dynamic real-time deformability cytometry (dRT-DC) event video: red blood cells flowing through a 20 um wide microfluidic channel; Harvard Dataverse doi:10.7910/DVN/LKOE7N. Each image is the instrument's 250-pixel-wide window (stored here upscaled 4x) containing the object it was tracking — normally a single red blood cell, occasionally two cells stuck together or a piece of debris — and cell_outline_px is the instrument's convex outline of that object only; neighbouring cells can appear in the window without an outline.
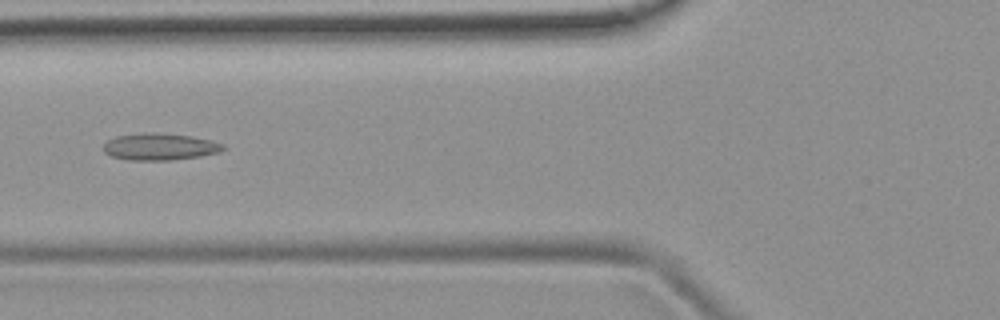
{"species": "common noctule bat (a hibernating species)", "species_latin": "Nyctalus noctula", "temperature_condition": "room temperature", "stored_images_in_passage": 45, "camera_frame_rate_fps": 3000, "um_per_image_px": 0.085, "animal": {"sex": "female", "body_mass_g": 19.9}, "frame": {"image": 1, "passage_image": 14, "time_ms": 4.333, "image_size_px": [1000, 320], "cell_outline_px": [[224, 148], [216, 152], [200, 156], [172, 160], [128, 160], [112, 156], [104, 152], [104, 144], [108, 140], [116, 136], [148, 132], [192, 136], [224, 144]], "centroid_in_image_um": [13.54, 12.47], "position_along_channel_um": 112.3, "area_um2": 18.44}}
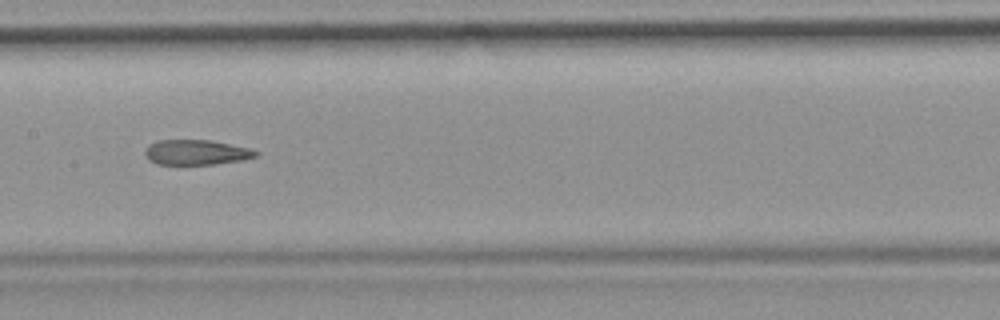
{"frame": {"image": 2, "passage_image": 20, "time_ms": 6.333, "image_size_px": [1000, 320], "cell_outline_px": [[260, 152], [256, 156], [240, 160], [216, 164], [156, 164], [148, 160], [144, 156], [144, 152], [148, 144], [160, 140], [212, 140], [248, 148]], "centroid_in_image_um": [16.63, 12.94], "position_along_channel_um": 190.8, "area_um2": 16.18}}
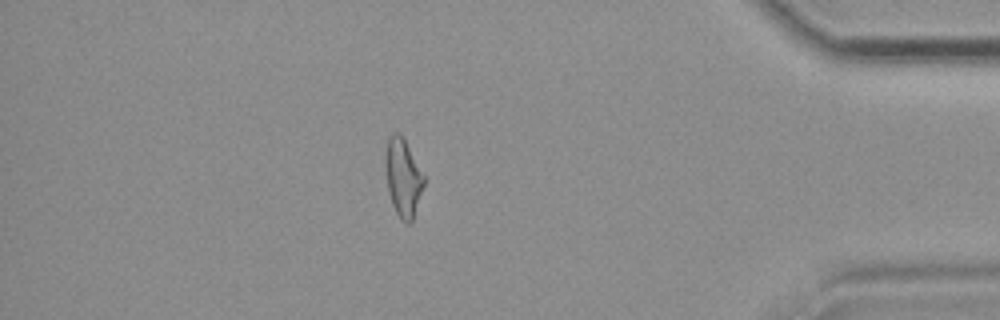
{"frame": {"image": 3, "passage_image": 39, "time_ms": 12.667, "image_size_px": [1000, 320], "cell_outline_px": [[424, 184], [412, 220], [408, 224], [404, 224], [400, 220], [392, 204], [388, 192], [384, 168], [384, 152], [388, 136], [392, 132], [400, 132], [424, 176]], "centroid_in_image_um": [34.2, 15.07], "position_along_channel_um": 401.0, "area_um2": 17.63}, "authors_computed_cell_mechanics": {"area_um2": 17.918, "velocity_mm_per_s": 3.9241, "shape_relaxation_time_tau1_ms": null, "shape_relaxation_time_tau2_ms": 5.1139, "deformation_change_tau1": null, "deformation_change_tau2": 0.1617}}